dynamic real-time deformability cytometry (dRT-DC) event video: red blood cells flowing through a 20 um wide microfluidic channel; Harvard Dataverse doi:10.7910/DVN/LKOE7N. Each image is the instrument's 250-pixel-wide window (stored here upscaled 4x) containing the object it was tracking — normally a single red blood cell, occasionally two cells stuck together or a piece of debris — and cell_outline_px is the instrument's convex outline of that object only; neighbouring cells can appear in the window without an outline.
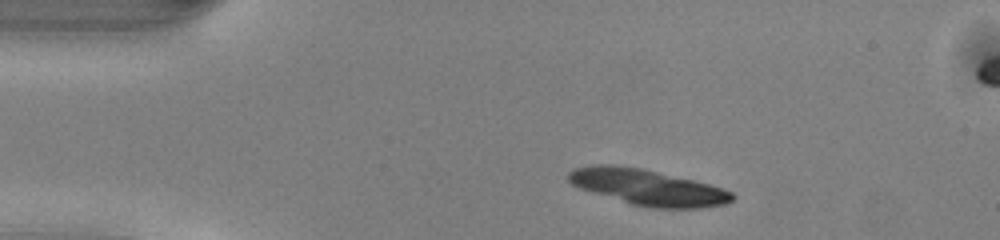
{"species": "common noctule bat (a hibernating species)", "species_latin": "Nyctalus noctula", "temperature_condition": "warm", "stored_images_in_passage": 46, "camera_frame_rate_fps": 3000, "um_per_image_px": 0.085, "animal": {"sex": "male", "body_mass_g": 13.0, "forearm_length_mm": 53.1}, "frame": {"image": 1, "passage_image": 4, "time_ms": 1.0, "image_size_px": [1000, 240], "cell_outline_px": [[736, 196], [732, 200], [724, 204], [700, 208], [652, 208], [632, 204], [580, 188], [572, 184], [564, 176], [572, 168], [588, 164], [616, 164], [644, 168], [708, 184], [732, 192]], "centroid_in_image_um": [54.98, 15.89], "position_along_channel_um": 30.0, "area_um2": 34.33}}
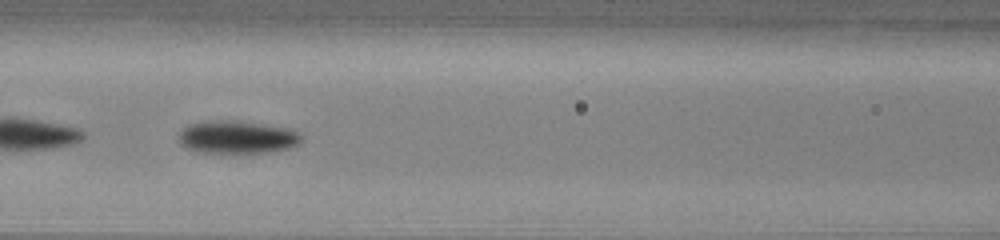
{"frame": {"image": 2, "passage_image": 17, "time_ms": 5.333, "image_size_px": [1000, 240], "cell_outline_px": [[304, 136], [296, 144], [288, 148], [272, 152], [196, 152], [180, 144], [176, 136], [188, 124], [208, 120], [240, 120], [288, 128], [300, 132]], "centroid_in_image_um": [20.13, 11.63], "position_along_channel_um": 146.5, "area_um2": 23.7}}
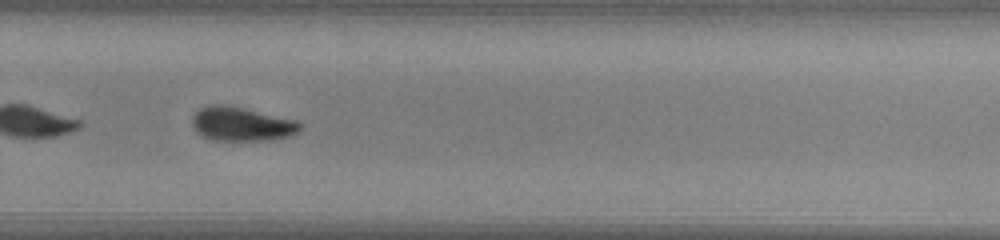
{"frame": {"image": 3, "passage_image": 29, "time_ms": 9.333, "image_size_px": [1000, 240], "cell_outline_px": [[300, 128], [292, 136], [272, 140], [208, 140], [200, 136], [192, 128], [192, 116], [200, 108], [208, 104], [228, 104], [300, 120]], "centroid_in_image_um": [20.51, 10.53], "position_along_channel_um": 309.3, "area_um2": 22.02}, "authors_computed_cell_mechanics": {"area_um2": 22.5131, "velocity_mm_per_s": 4.0858, "shape_relaxation_time_tau1_ms": 1.9604, "shape_relaxation_time_tau2_ms": 6.6174, "deformation_change_tau1": 0.1255, "deformation_change_tau2": 0.1063}}